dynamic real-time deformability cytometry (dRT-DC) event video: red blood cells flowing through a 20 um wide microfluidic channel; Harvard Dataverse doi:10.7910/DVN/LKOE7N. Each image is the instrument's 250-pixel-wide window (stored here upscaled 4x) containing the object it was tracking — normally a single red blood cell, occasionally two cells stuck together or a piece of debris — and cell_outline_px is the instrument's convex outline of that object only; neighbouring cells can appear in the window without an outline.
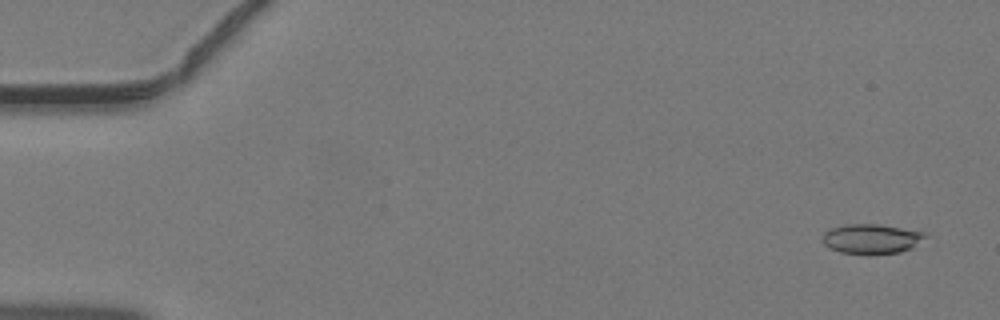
{"species": "common noctule bat (a hibernating species)", "species_latin": "Nyctalus noctula", "temperature_condition": "warm", "stored_images_in_passage": 45, "camera_frame_rate_fps": 3000, "um_per_image_px": 0.085, "animal": {"sex": "male", "body_mass_g": 19.2, "forearm_length_mm": 51.8}, "frame": {"image": 1, "passage_image": 2, "time_ms": 0.333, "image_size_px": [1000, 320], "cell_outline_px": [[928, 236], [912, 248], [900, 252], [840, 252], [828, 248], [820, 240], [824, 232], [832, 228], [844, 224], [880, 224], [924, 232]], "centroid_in_image_um": [74.05, 20.26], "position_along_channel_um": 11.0, "area_um2": 17.46}}
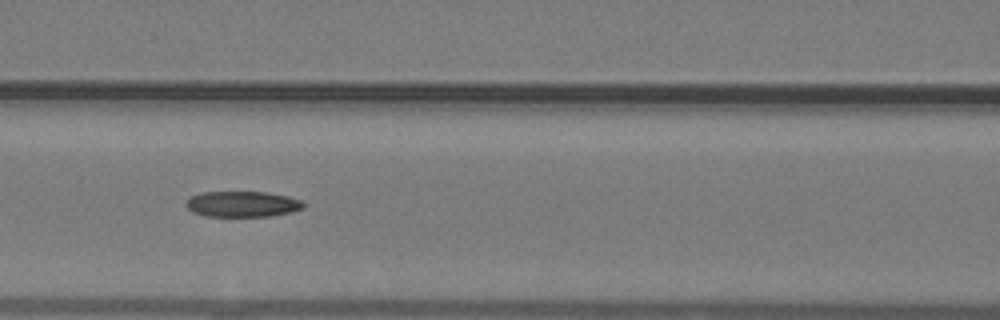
{"frame": {"image": 2, "passage_image": 20, "time_ms": 6.333, "image_size_px": [1000, 320], "cell_outline_px": [[308, 204], [304, 208], [292, 212], [268, 216], [204, 216], [192, 212], [184, 204], [192, 196], [200, 192], [264, 192], [288, 196], [300, 200]], "centroid_in_image_um": [20.62, 17.35], "position_along_channel_um": 146.0, "area_um2": 17.69}}
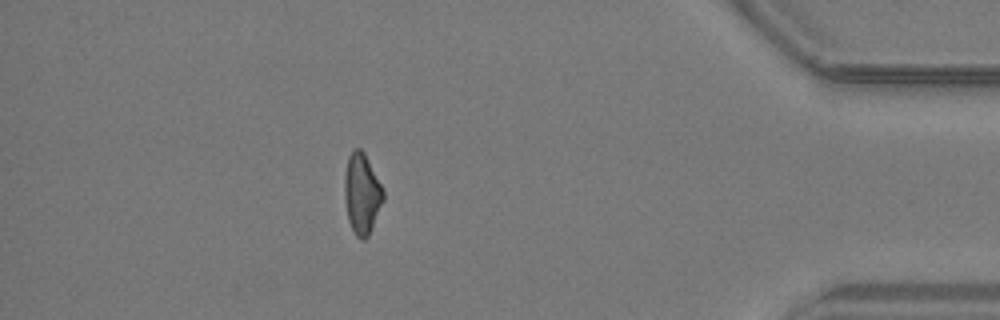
{"frame": {"image": 3, "passage_image": 40, "time_ms": 13.0, "image_size_px": [1000, 320], "cell_outline_px": [[384, 200], [372, 228], [368, 236], [364, 240], [360, 240], [356, 236], [348, 220], [344, 196], [344, 176], [348, 156], [352, 148], [360, 148], [364, 152], [384, 192]], "centroid_in_image_um": [30.74, 16.46], "position_along_channel_um": 404.5, "area_um2": 18.21}}